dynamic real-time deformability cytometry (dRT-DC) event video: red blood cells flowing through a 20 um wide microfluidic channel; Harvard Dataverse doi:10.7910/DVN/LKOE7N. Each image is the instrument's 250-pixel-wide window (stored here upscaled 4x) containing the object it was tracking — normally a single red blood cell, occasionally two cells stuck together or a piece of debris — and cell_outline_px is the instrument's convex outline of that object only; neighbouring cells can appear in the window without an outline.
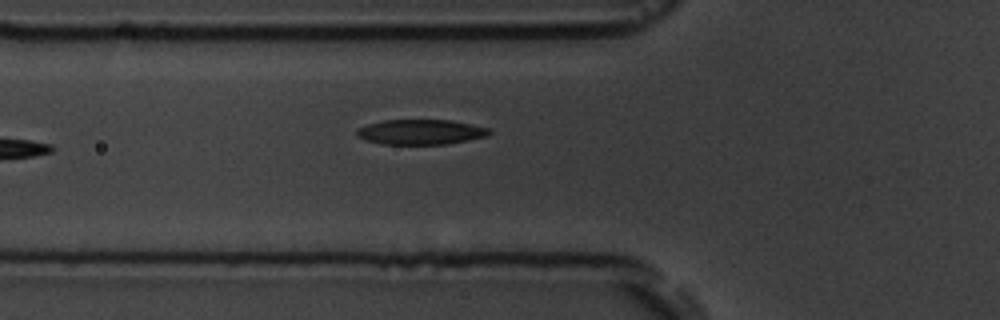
{"species": "common noctule bat (a hibernating species)", "species_latin": "Nyctalus noctula", "temperature_condition": "room temperature", "stored_images_in_passage": 6, "camera_frame_rate_fps": 3000, "um_per_image_px": 0.085, "animal": {"sex": "male", "body_mass_g": 19.5, "forearm_length_mm": 54.6}, "frame": {"image": 1, "passage_image": 6, "time_ms": 6.667, "image_size_px": [1000, 320], "cell_outline_px": [[492, 132], [488, 136], [448, 144], [380, 144], [364, 140], [356, 136], [356, 132], [360, 128], [368, 124], [384, 120], [448, 120], [492, 128]], "centroid_in_image_um": [35.78, 11.22], "position_along_channel_um": 90.0, "area_um2": 19.42}}